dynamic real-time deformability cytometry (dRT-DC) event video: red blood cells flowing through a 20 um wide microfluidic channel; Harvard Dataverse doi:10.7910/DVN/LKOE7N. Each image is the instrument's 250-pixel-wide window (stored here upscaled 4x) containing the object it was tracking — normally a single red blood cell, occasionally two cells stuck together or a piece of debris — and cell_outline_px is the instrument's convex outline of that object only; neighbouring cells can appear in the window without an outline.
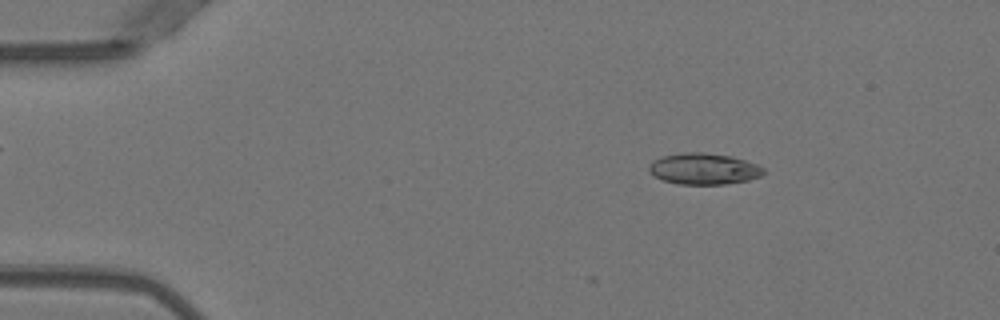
{"species": "Egyptian fruit bat (a non-hibernating species)", "species_latin": "Rousettus aegyptiacus", "temperature_condition": "warm", "stored_images_in_passage": 5, "segment_of_instrument_passage": [1, 2], "camera_frame_rate_fps": 3000, "um_per_image_px": 0.085, "animal": {"sex": "female"}, "frame": {"image": 1, "passage_image": 2, "time_ms": 0.333, "image_size_px": [1000, 320], "cell_outline_px": [[764, 172], [760, 176], [748, 180], [724, 184], [680, 184], [664, 180], [648, 172], [648, 164], [652, 160], [664, 156], [684, 152], [704, 152], [732, 156], [756, 164], [764, 168]], "centroid_in_image_um": [59.8, 14.34], "position_along_channel_um": 25.2, "area_um2": 20.81}}